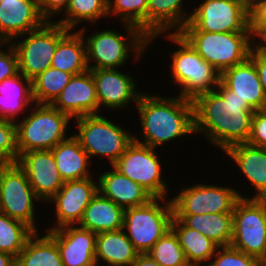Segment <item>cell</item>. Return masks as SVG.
Segmentation results:
<instances>
[{
    "label": "cell",
    "instance_id": "6da1fadb",
    "mask_svg": "<svg viewBox=\"0 0 266 266\" xmlns=\"http://www.w3.org/2000/svg\"><path fill=\"white\" fill-rule=\"evenodd\" d=\"M193 105L194 134L206 135L211 144L223 151L248 142L255 110L221 81L216 90L197 96Z\"/></svg>",
    "mask_w": 266,
    "mask_h": 266
},
{
    "label": "cell",
    "instance_id": "7a4b0ae2",
    "mask_svg": "<svg viewBox=\"0 0 266 266\" xmlns=\"http://www.w3.org/2000/svg\"><path fill=\"white\" fill-rule=\"evenodd\" d=\"M141 119L144 140H134L154 149L171 140L190 135L194 131L193 101L181 96L140 95L136 104Z\"/></svg>",
    "mask_w": 266,
    "mask_h": 266
},
{
    "label": "cell",
    "instance_id": "3957f363",
    "mask_svg": "<svg viewBox=\"0 0 266 266\" xmlns=\"http://www.w3.org/2000/svg\"><path fill=\"white\" fill-rule=\"evenodd\" d=\"M123 26L129 41H126L125 34L113 29L91 33L87 37L85 29H79L85 40L88 70L116 69L124 66L131 51L134 52L135 60L141 59V54L150 46L149 39L138 27L126 23H123Z\"/></svg>",
    "mask_w": 266,
    "mask_h": 266
},
{
    "label": "cell",
    "instance_id": "277c9868",
    "mask_svg": "<svg viewBox=\"0 0 266 266\" xmlns=\"http://www.w3.org/2000/svg\"><path fill=\"white\" fill-rule=\"evenodd\" d=\"M165 37L178 45L171 53V75L180 87L179 96L194 100L197 96L216 90L221 73L206 62L179 32L167 33Z\"/></svg>",
    "mask_w": 266,
    "mask_h": 266
},
{
    "label": "cell",
    "instance_id": "5b68a950",
    "mask_svg": "<svg viewBox=\"0 0 266 266\" xmlns=\"http://www.w3.org/2000/svg\"><path fill=\"white\" fill-rule=\"evenodd\" d=\"M179 34L220 73L247 60L254 45L251 31H179Z\"/></svg>",
    "mask_w": 266,
    "mask_h": 266
},
{
    "label": "cell",
    "instance_id": "8992f818",
    "mask_svg": "<svg viewBox=\"0 0 266 266\" xmlns=\"http://www.w3.org/2000/svg\"><path fill=\"white\" fill-rule=\"evenodd\" d=\"M30 115L16 121L17 148L19 155L30 151L52 150L66 140L68 123L72 120L51 104H37Z\"/></svg>",
    "mask_w": 266,
    "mask_h": 266
},
{
    "label": "cell",
    "instance_id": "52a82bcc",
    "mask_svg": "<svg viewBox=\"0 0 266 266\" xmlns=\"http://www.w3.org/2000/svg\"><path fill=\"white\" fill-rule=\"evenodd\" d=\"M165 199L153 198L145 205L124 211L123 230L139 254L147 253L171 229L173 206L170 199L164 202Z\"/></svg>",
    "mask_w": 266,
    "mask_h": 266
},
{
    "label": "cell",
    "instance_id": "ba28073f",
    "mask_svg": "<svg viewBox=\"0 0 266 266\" xmlns=\"http://www.w3.org/2000/svg\"><path fill=\"white\" fill-rule=\"evenodd\" d=\"M78 131L74 136L89 155L106 157L112 166L133 142L134 134L105 116L91 114L76 118Z\"/></svg>",
    "mask_w": 266,
    "mask_h": 266
},
{
    "label": "cell",
    "instance_id": "9c48e42d",
    "mask_svg": "<svg viewBox=\"0 0 266 266\" xmlns=\"http://www.w3.org/2000/svg\"><path fill=\"white\" fill-rule=\"evenodd\" d=\"M70 31L54 21H46L40 28L22 35L10 43L18 58L19 73L32 80L51 66L58 42ZM21 40V41H20Z\"/></svg>",
    "mask_w": 266,
    "mask_h": 266
},
{
    "label": "cell",
    "instance_id": "30bf717a",
    "mask_svg": "<svg viewBox=\"0 0 266 266\" xmlns=\"http://www.w3.org/2000/svg\"><path fill=\"white\" fill-rule=\"evenodd\" d=\"M230 246L266 262V199L240 198L236 202Z\"/></svg>",
    "mask_w": 266,
    "mask_h": 266
},
{
    "label": "cell",
    "instance_id": "8fae6325",
    "mask_svg": "<svg viewBox=\"0 0 266 266\" xmlns=\"http://www.w3.org/2000/svg\"><path fill=\"white\" fill-rule=\"evenodd\" d=\"M112 166L154 198H167V182L162 177V165L154 148L133 140Z\"/></svg>",
    "mask_w": 266,
    "mask_h": 266
},
{
    "label": "cell",
    "instance_id": "7c38bea8",
    "mask_svg": "<svg viewBox=\"0 0 266 266\" xmlns=\"http://www.w3.org/2000/svg\"><path fill=\"white\" fill-rule=\"evenodd\" d=\"M189 22L180 31H251L250 13L230 0H203L191 11Z\"/></svg>",
    "mask_w": 266,
    "mask_h": 266
},
{
    "label": "cell",
    "instance_id": "4fadbf2b",
    "mask_svg": "<svg viewBox=\"0 0 266 266\" xmlns=\"http://www.w3.org/2000/svg\"><path fill=\"white\" fill-rule=\"evenodd\" d=\"M245 197L227 186L198 183L183 188L172 197L173 215H197L233 212L236 202Z\"/></svg>",
    "mask_w": 266,
    "mask_h": 266
},
{
    "label": "cell",
    "instance_id": "5bb4252c",
    "mask_svg": "<svg viewBox=\"0 0 266 266\" xmlns=\"http://www.w3.org/2000/svg\"><path fill=\"white\" fill-rule=\"evenodd\" d=\"M35 201H41L33 191L25 172L17 163H9L0 180V211L20 220L37 232Z\"/></svg>",
    "mask_w": 266,
    "mask_h": 266
},
{
    "label": "cell",
    "instance_id": "9a60e30c",
    "mask_svg": "<svg viewBox=\"0 0 266 266\" xmlns=\"http://www.w3.org/2000/svg\"><path fill=\"white\" fill-rule=\"evenodd\" d=\"M92 178L64 182L60 190L49 200L55 204L57 224L48 230L80 223L86 207L98 192V183L96 184Z\"/></svg>",
    "mask_w": 266,
    "mask_h": 266
},
{
    "label": "cell",
    "instance_id": "2e32d148",
    "mask_svg": "<svg viewBox=\"0 0 266 266\" xmlns=\"http://www.w3.org/2000/svg\"><path fill=\"white\" fill-rule=\"evenodd\" d=\"M16 163L41 201L49 202L64 184L51 150L22 153Z\"/></svg>",
    "mask_w": 266,
    "mask_h": 266
},
{
    "label": "cell",
    "instance_id": "e0dca14e",
    "mask_svg": "<svg viewBox=\"0 0 266 266\" xmlns=\"http://www.w3.org/2000/svg\"><path fill=\"white\" fill-rule=\"evenodd\" d=\"M45 231L57 243L63 266H97L95 232L79 225Z\"/></svg>",
    "mask_w": 266,
    "mask_h": 266
},
{
    "label": "cell",
    "instance_id": "ac0fdd59",
    "mask_svg": "<svg viewBox=\"0 0 266 266\" xmlns=\"http://www.w3.org/2000/svg\"><path fill=\"white\" fill-rule=\"evenodd\" d=\"M90 71L96 84L99 108L104 106L112 110L126 109L130 101L135 105L138 103L142 92L136 90L137 83L132 75L120 72L118 68Z\"/></svg>",
    "mask_w": 266,
    "mask_h": 266
},
{
    "label": "cell",
    "instance_id": "d6986e66",
    "mask_svg": "<svg viewBox=\"0 0 266 266\" xmlns=\"http://www.w3.org/2000/svg\"><path fill=\"white\" fill-rule=\"evenodd\" d=\"M46 21L41 15L38 0H0V43L22 38Z\"/></svg>",
    "mask_w": 266,
    "mask_h": 266
},
{
    "label": "cell",
    "instance_id": "ffe728a7",
    "mask_svg": "<svg viewBox=\"0 0 266 266\" xmlns=\"http://www.w3.org/2000/svg\"><path fill=\"white\" fill-rule=\"evenodd\" d=\"M70 118L98 114L100 111L96 94V84L90 70L73 75L69 83L51 103Z\"/></svg>",
    "mask_w": 266,
    "mask_h": 266
},
{
    "label": "cell",
    "instance_id": "44dd1931",
    "mask_svg": "<svg viewBox=\"0 0 266 266\" xmlns=\"http://www.w3.org/2000/svg\"><path fill=\"white\" fill-rule=\"evenodd\" d=\"M220 81L237 97L246 100L254 110L266 109V97L254 62L248 58L243 63L221 73Z\"/></svg>",
    "mask_w": 266,
    "mask_h": 266
},
{
    "label": "cell",
    "instance_id": "7402d4cb",
    "mask_svg": "<svg viewBox=\"0 0 266 266\" xmlns=\"http://www.w3.org/2000/svg\"><path fill=\"white\" fill-rule=\"evenodd\" d=\"M98 177V191L118 206L127 209L147 204L154 197L139 183L121 174L113 166Z\"/></svg>",
    "mask_w": 266,
    "mask_h": 266
},
{
    "label": "cell",
    "instance_id": "603a6c76",
    "mask_svg": "<svg viewBox=\"0 0 266 266\" xmlns=\"http://www.w3.org/2000/svg\"><path fill=\"white\" fill-rule=\"evenodd\" d=\"M224 152L257 190L251 199H266V148L240 143L228 147Z\"/></svg>",
    "mask_w": 266,
    "mask_h": 266
},
{
    "label": "cell",
    "instance_id": "cb8c5ba5",
    "mask_svg": "<svg viewBox=\"0 0 266 266\" xmlns=\"http://www.w3.org/2000/svg\"><path fill=\"white\" fill-rule=\"evenodd\" d=\"M184 0H148L147 38L149 44L162 33L179 32L190 20L182 8ZM175 29V31H173Z\"/></svg>",
    "mask_w": 266,
    "mask_h": 266
},
{
    "label": "cell",
    "instance_id": "d4e9b609",
    "mask_svg": "<svg viewBox=\"0 0 266 266\" xmlns=\"http://www.w3.org/2000/svg\"><path fill=\"white\" fill-rule=\"evenodd\" d=\"M139 252L128 239L123 229L108 231L96 236V265L100 266H131Z\"/></svg>",
    "mask_w": 266,
    "mask_h": 266
},
{
    "label": "cell",
    "instance_id": "484cf974",
    "mask_svg": "<svg viewBox=\"0 0 266 266\" xmlns=\"http://www.w3.org/2000/svg\"><path fill=\"white\" fill-rule=\"evenodd\" d=\"M125 209L104 197L99 191L84 211L80 227L96 234L123 229Z\"/></svg>",
    "mask_w": 266,
    "mask_h": 266
},
{
    "label": "cell",
    "instance_id": "4316f807",
    "mask_svg": "<svg viewBox=\"0 0 266 266\" xmlns=\"http://www.w3.org/2000/svg\"><path fill=\"white\" fill-rule=\"evenodd\" d=\"M51 151L64 182L91 177L88 168L91 159L74 135L68 136Z\"/></svg>",
    "mask_w": 266,
    "mask_h": 266
},
{
    "label": "cell",
    "instance_id": "83f0119b",
    "mask_svg": "<svg viewBox=\"0 0 266 266\" xmlns=\"http://www.w3.org/2000/svg\"><path fill=\"white\" fill-rule=\"evenodd\" d=\"M32 105L34 101L30 79L18 73L0 82V117L15 121L21 112Z\"/></svg>",
    "mask_w": 266,
    "mask_h": 266
},
{
    "label": "cell",
    "instance_id": "f1b7e54d",
    "mask_svg": "<svg viewBox=\"0 0 266 266\" xmlns=\"http://www.w3.org/2000/svg\"><path fill=\"white\" fill-rule=\"evenodd\" d=\"M173 216L187 227L210 238L219 247L230 246L233 237V212Z\"/></svg>",
    "mask_w": 266,
    "mask_h": 266
},
{
    "label": "cell",
    "instance_id": "f546056e",
    "mask_svg": "<svg viewBox=\"0 0 266 266\" xmlns=\"http://www.w3.org/2000/svg\"><path fill=\"white\" fill-rule=\"evenodd\" d=\"M171 229L178 237L180 246L190 266H202L204 263L210 262L219 247L210 238H207L197 230L187 227L174 216L171 222Z\"/></svg>",
    "mask_w": 266,
    "mask_h": 266
},
{
    "label": "cell",
    "instance_id": "4dcf8cb0",
    "mask_svg": "<svg viewBox=\"0 0 266 266\" xmlns=\"http://www.w3.org/2000/svg\"><path fill=\"white\" fill-rule=\"evenodd\" d=\"M52 68L78 75L88 70L86 45L83 35L70 30L57 44L52 57Z\"/></svg>",
    "mask_w": 266,
    "mask_h": 266
},
{
    "label": "cell",
    "instance_id": "1f68e13d",
    "mask_svg": "<svg viewBox=\"0 0 266 266\" xmlns=\"http://www.w3.org/2000/svg\"><path fill=\"white\" fill-rule=\"evenodd\" d=\"M16 266H63L57 243L46 233L35 232L16 258Z\"/></svg>",
    "mask_w": 266,
    "mask_h": 266
},
{
    "label": "cell",
    "instance_id": "d6a6232c",
    "mask_svg": "<svg viewBox=\"0 0 266 266\" xmlns=\"http://www.w3.org/2000/svg\"><path fill=\"white\" fill-rule=\"evenodd\" d=\"M73 74L49 67L31 80L34 104H51L69 83Z\"/></svg>",
    "mask_w": 266,
    "mask_h": 266
},
{
    "label": "cell",
    "instance_id": "836d02e7",
    "mask_svg": "<svg viewBox=\"0 0 266 266\" xmlns=\"http://www.w3.org/2000/svg\"><path fill=\"white\" fill-rule=\"evenodd\" d=\"M64 15L57 23L70 30L82 21L95 24L98 19L108 16V0H69Z\"/></svg>",
    "mask_w": 266,
    "mask_h": 266
},
{
    "label": "cell",
    "instance_id": "e575fe53",
    "mask_svg": "<svg viewBox=\"0 0 266 266\" xmlns=\"http://www.w3.org/2000/svg\"><path fill=\"white\" fill-rule=\"evenodd\" d=\"M34 233L35 231L24 222L10 218L0 211V252L17 258Z\"/></svg>",
    "mask_w": 266,
    "mask_h": 266
},
{
    "label": "cell",
    "instance_id": "d590c367",
    "mask_svg": "<svg viewBox=\"0 0 266 266\" xmlns=\"http://www.w3.org/2000/svg\"><path fill=\"white\" fill-rule=\"evenodd\" d=\"M157 263L163 266H190L186 260L175 232L168 230L147 252Z\"/></svg>",
    "mask_w": 266,
    "mask_h": 266
},
{
    "label": "cell",
    "instance_id": "8d00e7d4",
    "mask_svg": "<svg viewBox=\"0 0 266 266\" xmlns=\"http://www.w3.org/2000/svg\"><path fill=\"white\" fill-rule=\"evenodd\" d=\"M148 0H108V15L138 27L147 37ZM118 16V17H117Z\"/></svg>",
    "mask_w": 266,
    "mask_h": 266
},
{
    "label": "cell",
    "instance_id": "74e56055",
    "mask_svg": "<svg viewBox=\"0 0 266 266\" xmlns=\"http://www.w3.org/2000/svg\"><path fill=\"white\" fill-rule=\"evenodd\" d=\"M214 259V260H213ZM211 263L203 266H266L263 260L247 255L232 246H221L216 249Z\"/></svg>",
    "mask_w": 266,
    "mask_h": 266
},
{
    "label": "cell",
    "instance_id": "f35d334b",
    "mask_svg": "<svg viewBox=\"0 0 266 266\" xmlns=\"http://www.w3.org/2000/svg\"><path fill=\"white\" fill-rule=\"evenodd\" d=\"M18 158L15 121L0 117V160L16 163Z\"/></svg>",
    "mask_w": 266,
    "mask_h": 266
},
{
    "label": "cell",
    "instance_id": "ab89813d",
    "mask_svg": "<svg viewBox=\"0 0 266 266\" xmlns=\"http://www.w3.org/2000/svg\"><path fill=\"white\" fill-rule=\"evenodd\" d=\"M250 27L254 43H266V0H258L251 11Z\"/></svg>",
    "mask_w": 266,
    "mask_h": 266
},
{
    "label": "cell",
    "instance_id": "60d3db41",
    "mask_svg": "<svg viewBox=\"0 0 266 266\" xmlns=\"http://www.w3.org/2000/svg\"><path fill=\"white\" fill-rule=\"evenodd\" d=\"M6 43H0V82L5 79L16 76L19 73L18 58L14 47L11 43H7V52L2 50V46Z\"/></svg>",
    "mask_w": 266,
    "mask_h": 266
},
{
    "label": "cell",
    "instance_id": "b9f144b4",
    "mask_svg": "<svg viewBox=\"0 0 266 266\" xmlns=\"http://www.w3.org/2000/svg\"><path fill=\"white\" fill-rule=\"evenodd\" d=\"M247 143L255 147L266 148V109L254 111L251 135Z\"/></svg>",
    "mask_w": 266,
    "mask_h": 266
},
{
    "label": "cell",
    "instance_id": "7bdbcfd3",
    "mask_svg": "<svg viewBox=\"0 0 266 266\" xmlns=\"http://www.w3.org/2000/svg\"><path fill=\"white\" fill-rule=\"evenodd\" d=\"M249 58L254 62L266 97V43H255Z\"/></svg>",
    "mask_w": 266,
    "mask_h": 266
},
{
    "label": "cell",
    "instance_id": "ee69618b",
    "mask_svg": "<svg viewBox=\"0 0 266 266\" xmlns=\"http://www.w3.org/2000/svg\"><path fill=\"white\" fill-rule=\"evenodd\" d=\"M69 4V0H38L39 9L41 15L47 20L55 16V14L60 15L63 13Z\"/></svg>",
    "mask_w": 266,
    "mask_h": 266
},
{
    "label": "cell",
    "instance_id": "f6af8a7d",
    "mask_svg": "<svg viewBox=\"0 0 266 266\" xmlns=\"http://www.w3.org/2000/svg\"><path fill=\"white\" fill-rule=\"evenodd\" d=\"M131 266H163L157 264L147 253L139 254Z\"/></svg>",
    "mask_w": 266,
    "mask_h": 266
},
{
    "label": "cell",
    "instance_id": "bcb514c9",
    "mask_svg": "<svg viewBox=\"0 0 266 266\" xmlns=\"http://www.w3.org/2000/svg\"><path fill=\"white\" fill-rule=\"evenodd\" d=\"M0 266H16V258L11 254L0 252Z\"/></svg>",
    "mask_w": 266,
    "mask_h": 266
},
{
    "label": "cell",
    "instance_id": "7dc6e473",
    "mask_svg": "<svg viewBox=\"0 0 266 266\" xmlns=\"http://www.w3.org/2000/svg\"><path fill=\"white\" fill-rule=\"evenodd\" d=\"M242 5L249 13L254 9L258 0H230Z\"/></svg>",
    "mask_w": 266,
    "mask_h": 266
},
{
    "label": "cell",
    "instance_id": "c3c4849f",
    "mask_svg": "<svg viewBox=\"0 0 266 266\" xmlns=\"http://www.w3.org/2000/svg\"><path fill=\"white\" fill-rule=\"evenodd\" d=\"M8 164H9V163L0 160V180H1L2 170H3Z\"/></svg>",
    "mask_w": 266,
    "mask_h": 266
}]
</instances>
